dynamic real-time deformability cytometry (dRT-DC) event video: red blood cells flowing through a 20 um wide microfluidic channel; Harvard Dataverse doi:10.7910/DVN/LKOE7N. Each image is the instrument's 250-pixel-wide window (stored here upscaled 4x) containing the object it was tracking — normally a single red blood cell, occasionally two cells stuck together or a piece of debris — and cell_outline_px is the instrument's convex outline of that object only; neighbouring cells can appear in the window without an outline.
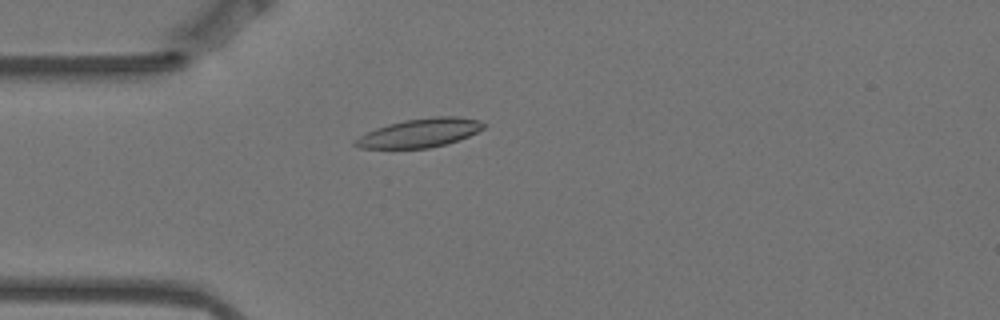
{"species": "Egyptian fruit bat (a non-hibernating species)", "species_latin": "Rousettus aegyptiacus", "temperature_condition": "warm", "stored_images_in_passage": 5, "camera_frame_rate_fps": 3000, "um_per_image_px": 0.085, "animal": {"sex": "female"}, "frame": {"image": 1, "passage_image": 5, "time_ms": 1.333, "image_size_px": [1000, 320], "cell_outline_px": [[488, 124], [484, 128], [468, 136], [448, 144], [428, 148], [360, 148], [352, 144], [352, 140], [376, 128], [388, 124], [404, 120], [432, 116], [456, 116], [480, 120]], "centroid_in_image_um": [35.7, 11.29], "position_along_channel_um": 49.3, "area_um2": 21.62}}